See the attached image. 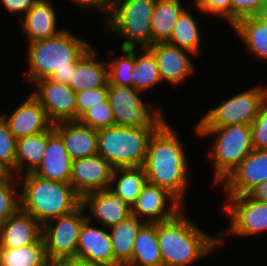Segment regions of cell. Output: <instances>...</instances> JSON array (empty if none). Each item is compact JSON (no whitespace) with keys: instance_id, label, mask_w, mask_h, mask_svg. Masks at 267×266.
Instances as JSON below:
<instances>
[{"instance_id":"7dc6e473","label":"cell","mask_w":267,"mask_h":266,"mask_svg":"<svg viewBox=\"0 0 267 266\" xmlns=\"http://www.w3.org/2000/svg\"><path fill=\"white\" fill-rule=\"evenodd\" d=\"M53 266H83V265L76 263H59V264H54Z\"/></svg>"},{"instance_id":"9a60e30c","label":"cell","mask_w":267,"mask_h":266,"mask_svg":"<svg viewBox=\"0 0 267 266\" xmlns=\"http://www.w3.org/2000/svg\"><path fill=\"white\" fill-rule=\"evenodd\" d=\"M87 219L80 230L76 264L83 266H113V250L108 228L91 226Z\"/></svg>"},{"instance_id":"4dcf8cb0","label":"cell","mask_w":267,"mask_h":266,"mask_svg":"<svg viewBox=\"0 0 267 266\" xmlns=\"http://www.w3.org/2000/svg\"><path fill=\"white\" fill-rule=\"evenodd\" d=\"M0 266H53L47 259L44 240L20 248H0Z\"/></svg>"},{"instance_id":"bcb514c9","label":"cell","mask_w":267,"mask_h":266,"mask_svg":"<svg viewBox=\"0 0 267 266\" xmlns=\"http://www.w3.org/2000/svg\"><path fill=\"white\" fill-rule=\"evenodd\" d=\"M267 24V6L258 15Z\"/></svg>"},{"instance_id":"7a4b0ae2","label":"cell","mask_w":267,"mask_h":266,"mask_svg":"<svg viewBox=\"0 0 267 266\" xmlns=\"http://www.w3.org/2000/svg\"><path fill=\"white\" fill-rule=\"evenodd\" d=\"M28 47L29 70L26 74L29 82L49 78L69 84L77 62L92 45L64 28L58 35L31 42Z\"/></svg>"},{"instance_id":"cb8c5ba5","label":"cell","mask_w":267,"mask_h":266,"mask_svg":"<svg viewBox=\"0 0 267 266\" xmlns=\"http://www.w3.org/2000/svg\"><path fill=\"white\" fill-rule=\"evenodd\" d=\"M93 47L77 62L70 83L75 92L103 87L108 83L107 62L98 61Z\"/></svg>"},{"instance_id":"3957f363","label":"cell","mask_w":267,"mask_h":266,"mask_svg":"<svg viewBox=\"0 0 267 266\" xmlns=\"http://www.w3.org/2000/svg\"><path fill=\"white\" fill-rule=\"evenodd\" d=\"M184 212L157 222V239L163 266H189L216 250L219 233L212 237L204 233Z\"/></svg>"},{"instance_id":"f1b7e54d","label":"cell","mask_w":267,"mask_h":266,"mask_svg":"<svg viewBox=\"0 0 267 266\" xmlns=\"http://www.w3.org/2000/svg\"><path fill=\"white\" fill-rule=\"evenodd\" d=\"M114 182L116 185H113ZM146 183L143 166L119 167L114 168L109 190L132 206Z\"/></svg>"},{"instance_id":"8d00e7d4","label":"cell","mask_w":267,"mask_h":266,"mask_svg":"<svg viewBox=\"0 0 267 266\" xmlns=\"http://www.w3.org/2000/svg\"><path fill=\"white\" fill-rule=\"evenodd\" d=\"M17 139L9 130L7 121L0 114V161L5 164L15 176V161Z\"/></svg>"},{"instance_id":"f35d334b","label":"cell","mask_w":267,"mask_h":266,"mask_svg":"<svg viewBox=\"0 0 267 266\" xmlns=\"http://www.w3.org/2000/svg\"><path fill=\"white\" fill-rule=\"evenodd\" d=\"M250 126L253 148L255 150H267V100L260 107L258 115Z\"/></svg>"},{"instance_id":"b9f144b4","label":"cell","mask_w":267,"mask_h":266,"mask_svg":"<svg viewBox=\"0 0 267 266\" xmlns=\"http://www.w3.org/2000/svg\"><path fill=\"white\" fill-rule=\"evenodd\" d=\"M37 0H1L2 5L9 13L25 15Z\"/></svg>"},{"instance_id":"ba28073f","label":"cell","mask_w":267,"mask_h":266,"mask_svg":"<svg viewBox=\"0 0 267 266\" xmlns=\"http://www.w3.org/2000/svg\"><path fill=\"white\" fill-rule=\"evenodd\" d=\"M84 211L86 210L80 204L72 212L54 218L42 226L46 256L53 265L76 263L80 230L87 220Z\"/></svg>"},{"instance_id":"6da1fadb","label":"cell","mask_w":267,"mask_h":266,"mask_svg":"<svg viewBox=\"0 0 267 266\" xmlns=\"http://www.w3.org/2000/svg\"><path fill=\"white\" fill-rule=\"evenodd\" d=\"M177 134L165 120L149 139L143 168L147 182L168 190L183 203L190 167Z\"/></svg>"},{"instance_id":"44dd1931","label":"cell","mask_w":267,"mask_h":266,"mask_svg":"<svg viewBox=\"0 0 267 266\" xmlns=\"http://www.w3.org/2000/svg\"><path fill=\"white\" fill-rule=\"evenodd\" d=\"M42 224L19 209L0 226V248H20L42 237Z\"/></svg>"},{"instance_id":"9c48e42d","label":"cell","mask_w":267,"mask_h":266,"mask_svg":"<svg viewBox=\"0 0 267 266\" xmlns=\"http://www.w3.org/2000/svg\"><path fill=\"white\" fill-rule=\"evenodd\" d=\"M140 93L143 92L134 87L108 83L107 99L113 110L115 125L134 128L159 127L165 121V116L156 104L152 106L144 103Z\"/></svg>"},{"instance_id":"4fadbf2b","label":"cell","mask_w":267,"mask_h":266,"mask_svg":"<svg viewBox=\"0 0 267 266\" xmlns=\"http://www.w3.org/2000/svg\"><path fill=\"white\" fill-rule=\"evenodd\" d=\"M182 205L168 190L147 182L131 206V214L146 223H157L174 217Z\"/></svg>"},{"instance_id":"7c38bea8","label":"cell","mask_w":267,"mask_h":266,"mask_svg":"<svg viewBox=\"0 0 267 266\" xmlns=\"http://www.w3.org/2000/svg\"><path fill=\"white\" fill-rule=\"evenodd\" d=\"M33 85L37 87L31 94L45 109L53 124L76 120V92L68 84L46 78L37 80Z\"/></svg>"},{"instance_id":"1f68e13d","label":"cell","mask_w":267,"mask_h":266,"mask_svg":"<svg viewBox=\"0 0 267 266\" xmlns=\"http://www.w3.org/2000/svg\"><path fill=\"white\" fill-rule=\"evenodd\" d=\"M196 18L187 9L179 16L168 44L188 50L197 55L201 45V31Z\"/></svg>"},{"instance_id":"ac0fdd59","label":"cell","mask_w":267,"mask_h":266,"mask_svg":"<svg viewBox=\"0 0 267 266\" xmlns=\"http://www.w3.org/2000/svg\"><path fill=\"white\" fill-rule=\"evenodd\" d=\"M81 205L88 209L87 219L94 218L102 227L109 228L128 218L131 206L109 189L89 192L81 197Z\"/></svg>"},{"instance_id":"30bf717a","label":"cell","mask_w":267,"mask_h":266,"mask_svg":"<svg viewBox=\"0 0 267 266\" xmlns=\"http://www.w3.org/2000/svg\"><path fill=\"white\" fill-rule=\"evenodd\" d=\"M267 100V88L253 86L232 96L216 108H212L197 123L196 127H221L234 124L250 125L260 107Z\"/></svg>"},{"instance_id":"5bb4252c","label":"cell","mask_w":267,"mask_h":266,"mask_svg":"<svg viewBox=\"0 0 267 266\" xmlns=\"http://www.w3.org/2000/svg\"><path fill=\"white\" fill-rule=\"evenodd\" d=\"M114 167L99 154L72 160L70 184L83 195L109 189Z\"/></svg>"},{"instance_id":"603a6c76","label":"cell","mask_w":267,"mask_h":266,"mask_svg":"<svg viewBox=\"0 0 267 266\" xmlns=\"http://www.w3.org/2000/svg\"><path fill=\"white\" fill-rule=\"evenodd\" d=\"M52 4L51 0H37L20 20L28 43L54 37L63 31L56 29L57 15Z\"/></svg>"},{"instance_id":"8992f818","label":"cell","mask_w":267,"mask_h":266,"mask_svg":"<svg viewBox=\"0 0 267 266\" xmlns=\"http://www.w3.org/2000/svg\"><path fill=\"white\" fill-rule=\"evenodd\" d=\"M158 127L113 125L97 130V154L114 168L143 166L147 145Z\"/></svg>"},{"instance_id":"e575fe53","label":"cell","mask_w":267,"mask_h":266,"mask_svg":"<svg viewBox=\"0 0 267 266\" xmlns=\"http://www.w3.org/2000/svg\"><path fill=\"white\" fill-rule=\"evenodd\" d=\"M19 180L13 175L0 183V226L20 209V193L16 191Z\"/></svg>"},{"instance_id":"484cf974","label":"cell","mask_w":267,"mask_h":266,"mask_svg":"<svg viewBox=\"0 0 267 266\" xmlns=\"http://www.w3.org/2000/svg\"><path fill=\"white\" fill-rule=\"evenodd\" d=\"M46 146L47 132L17 139L15 177L34 173L41 165Z\"/></svg>"},{"instance_id":"60d3db41","label":"cell","mask_w":267,"mask_h":266,"mask_svg":"<svg viewBox=\"0 0 267 266\" xmlns=\"http://www.w3.org/2000/svg\"><path fill=\"white\" fill-rule=\"evenodd\" d=\"M232 26L240 19L258 16L267 6V0H231Z\"/></svg>"},{"instance_id":"836d02e7","label":"cell","mask_w":267,"mask_h":266,"mask_svg":"<svg viewBox=\"0 0 267 266\" xmlns=\"http://www.w3.org/2000/svg\"><path fill=\"white\" fill-rule=\"evenodd\" d=\"M123 55L113 58L108 65V83L133 87L132 70L135 66V48L120 47Z\"/></svg>"},{"instance_id":"f6af8a7d","label":"cell","mask_w":267,"mask_h":266,"mask_svg":"<svg viewBox=\"0 0 267 266\" xmlns=\"http://www.w3.org/2000/svg\"><path fill=\"white\" fill-rule=\"evenodd\" d=\"M12 176V171L0 161V183L9 180Z\"/></svg>"},{"instance_id":"83f0119b","label":"cell","mask_w":267,"mask_h":266,"mask_svg":"<svg viewBox=\"0 0 267 266\" xmlns=\"http://www.w3.org/2000/svg\"><path fill=\"white\" fill-rule=\"evenodd\" d=\"M232 28L244 42L250 55L267 61V24L259 16L242 18Z\"/></svg>"},{"instance_id":"74e56055","label":"cell","mask_w":267,"mask_h":266,"mask_svg":"<svg viewBox=\"0 0 267 266\" xmlns=\"http://www.w3.org/2000/svg\"><path fill=\"white\" fill-rule=\"evenodd\" d=\"M108 97V83L99 88L76 92V120L89 108L104 102Z\"/></svg>"},{"instance_id":"d6986e66","label":"cell","mask_w":267,"mask_h":266,"mask_svg":"<svg viewBox=\"0 0 267 266\" xmlns=\"http://www.w3.org/2000/svg\"><path fill=\"white\" fill-rule=\"evenodd\" d=\"M28 96L11 115H2L16 139L47 132L53 127L39 101L32 94Z\"/></svg>"},{"instance_id":"d590c367","label":"cell","mask_w":267,"mask_h":266,"mask_svg":"<svg viewBox=\"0 0 267 266\" xmlns=\"http://www.w3.org/2000/svg\"><path fill=\"white\" fill-rule=\"evenodd\" d=\"M78 121L92 129L99 130L115 125L113 110L108 99L86 110Z\"/></svg>"},{"instance_id":"ee69618b","label":"cell","mask_w":267,"mask_h":266,"mask_svg":"<svg viewBox=\"0 0 267 266\" xmlns=\"http://www.w3.org/2000/svg\"><path fill=\"white\" fill-rule=\"evenodd\" d=\"M248 195L254 200L267 203V180L254 187Z\"/></svg>"},{"instance_id":"e0dca14e","label":"cell","mask_w":267,"mask_h":266,"mask_svg":"<svg viewBox=\"0 0 267 266\" xmlns=\"http://www.w3.org/2000/svg\"><path fill=\"white\" fill-rule=\"evenodd\" d=\"M155 56L162 81L179 85L195 73L189 55L192 52L170 45L167 42L154 43L147 47ZM189 53V55H188Z\"/></svg>"},{"instance_id":"d4e9b609","label":"cell","mask_w":267,"mask_h":266,"mask_svg":"<svg viewBox=\"0 0 267 266\" xmlns=\"http://www.w3.org/2000/svg\"><path fill=\"white\" fill-rule=\"evenodd\" d=\"M145 223L134 215H130L108 228L113 250V266H126L131 261L134 242Z\"/></svg>"},{"instance_id":"f546056e","label":"cell","mask_w":267,"mask_h":266,"mask_svg":"<svg viewBox=\"0 0 267 266\" xmlns=\"http://www.w3.org/2000/svg\"><path fill=\"white\" fill-rule=\"evenodd\" d=\"M181 3L180 0H156L151 19L152 45L169 40L180 14L185 10Z\"/></svg>"},{"instance_id":"7402d4cb","label":"cell","mask_w":267,"mask_h":266,"mask_svg":"<svg viewBox=\"0 0 267 266\" xmlns=\"http://www.w3.org/2000/svg\"><path fill=\"white\" fill-rule=\"evenodd\" d=\"M53 128L62 137L72 160L97 154V130L78 120L57 122Z\"/></svg>"},{"instance_id":"5b68a950","label":"cell","mask_w":267,"mask_h":266,"mask_svg":"<svg viewBox=\"0 0 267 266\" xmlns=\"http://www.w3.org/2000/svg\"><path fill=\"white\" fill-rule=\"evenodd\" d=\"M199 136L215 135L209 157L214 166V182L223 183L254 149L250 125L234 124L221 127H195Z\"/></svg>"},{"instance_id":"ab89813d","label":"cell","mask_w":267,"mask_h":266,"mask_svg":"<svg viewBox=\"0 0 267 266\" xmlns=\"http://www.w3.org/2000/svg\"><path fill=\"white\" fill-rule=\"evenodd\" d=\"M198 11L219 16L232 26V5L231 0H195L194 5Z\"/></svg>"},{"instance_id":"277c9868","label":"cell","mask_w":267,"mask_h":266,"mask_svg":"<svg viewBox=\"0 0 267 266\" xmlns=\"http://www.w3.org/2000/svg\"><path fill=\"white\" fill-rule=\"evenodd\" d=\"M17 178L23 181L20 209L31 214L42 225L72 212L81 204V197L70 183L44 179L34 173Z\"/></svg>"},{"instance_id":"4316f807","label":"cell","mask_w":267,"mask_h":266,"mask_svg":"<svg viewBox=\"0 0 267 266\" xmlns=\"http://www.w3.org/2000/svg\"><path fill=\"white\" fill-rule=\"evenodd\" d=\"M126 266H163L157 223H145L138 232L131 261Z\"/></svg>"},{"instance_id":"7bdbcfd3","label":"cell","mask_w":267,"mask_h":266,"mask_svg":"<svg viewBox=\"0 0 267 266\" xmlns=\"http://www.w3.org/2000/svg\"><path fill=\"white\" fill-rule=\"evenodd\" d=\"M76 2L79 6L84 7L86 9L93 8L99 10L102 15H105L107 20L109 18L111 8H112V3L113 0H72Z\"/></svg>"},{"instance_id":"ffe728a7","label":"cell","mask_w":267,"mask_h":266,"mask_svg":"<svg viewBox=\"0 0 267 266\" xmlns=\"http://www.w3.org/2000/svg\"><path fill=\"white\" fill-rule=\"evenodd\" d=\"M72 159L62 137L52 127L47 131V146L43 160L34 174L61 183H70Z\"/></svg>"},{"instance_id":"2e32d148","label":"cell","mask_w":267,"mask_h":266,"mask_svg":"<svg viewBox=\"0 0 267 266\" xmlns=\"http://www.w3.org/2000/svg\"><path fill=\"white\" fill-rule=\"evenodd\" d=\"M267 180V150L253 149L222 183L226 196L248 194Z\"/></svg>"},{"instance_id":"8fae6325","label":"cell","mask_w":267,"mask_h":266,"mask_svg":"<svg viewBox=\"0 0 267 266\" xmlns=\"http://www.w3.org/2000/svg\"><path fill=\"white\" fill-rule=\"evenodd\" d=\"M228 198V199H227ZM224 211L229 214L230 225L219 233V245L226 234L252 236L267 231V203L252 199L248 194L226 196Z\"/></svg>"},{"instance_id":"d6a6232c","label":"cell","mask_w":267,"mask_h":266,"mask_svg":"<svg viewBox=\"0 0 267 266\" xmlns=\"http://www.w3.org/2000/svg\"><path fill=\"white\" fill-rule=\"evenodd\" d=\"M142 49L143 54L137 55L135 48V66L132 70L133 87L140 92L162 82L154 54L147 47Z\"/></svg>"},{"instance_id":"52a82bcc","label":"cell","mask_w":267,"mask_h":266,"mask_svg":"<svg viewBox=\"0 0 267 266\" xmlns=\"http://www.w3.org/2000/svg\"><path fill=\"white\" fill-rule=\"evenodd\" d=\"M155 4L156 0H113L109 18L105 21L107 32L124 37L120 47L152 45L151 19Z\"/></svg>"}]
</instances>
